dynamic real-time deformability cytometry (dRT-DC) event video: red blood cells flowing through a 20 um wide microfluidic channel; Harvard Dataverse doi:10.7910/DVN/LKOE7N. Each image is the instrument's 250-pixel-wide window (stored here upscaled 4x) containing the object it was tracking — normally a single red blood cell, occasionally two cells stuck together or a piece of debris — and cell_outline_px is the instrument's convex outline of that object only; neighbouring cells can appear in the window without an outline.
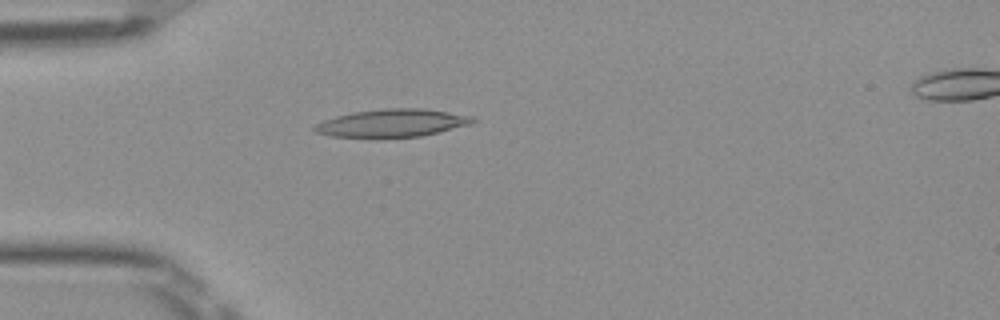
{"species": "Egyptian fruit bat (a non-hibernating species)", "species_latin": "Rousettus aegyptiacus", "temperature_condition": "room temperature", "stored_images_in_passage": 33, "camera_frame_rate_fps": 3000, "um_per_image_px": 0.085, "frame": {"image": 1, "passage_image": 1, "time_ms": 0.0, "image_size_px": [1000, 320], "cell_outline_px": [[476, 120], [472, 124], [420, 136], [332, 136], [316, 132], [312, 128], [316, 124], [324, 120], [336, 116], [352, 112], [384, 108], [424, 108], [472, 116]], "centroid_in_image_um": [33.35, 10.43], "position_along_channel_um": 51.6, "area_um2": 25.09}}
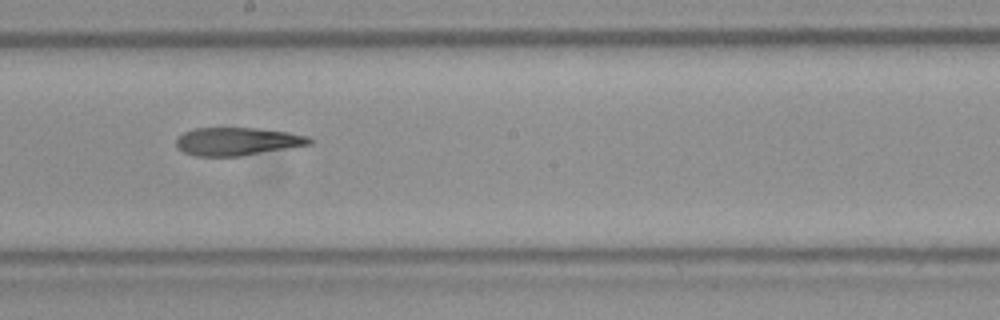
{"frame": {"image": 2, "passage_image": 15, "time_ms": 4.667, "image_size_px": [1000, 320], "cell_outline_px": [[316, 140], [312, 144], [240, 156], [196, 156], [184, 152], [176, 148], [176, 140], [184, 132], [192, 128], [256, 128], [288, 132], [308, 136]], "centroid_in_image_um": [20.18, 12.02], "position_along_channel_um": 228.0, "area_um2": 21.79}}
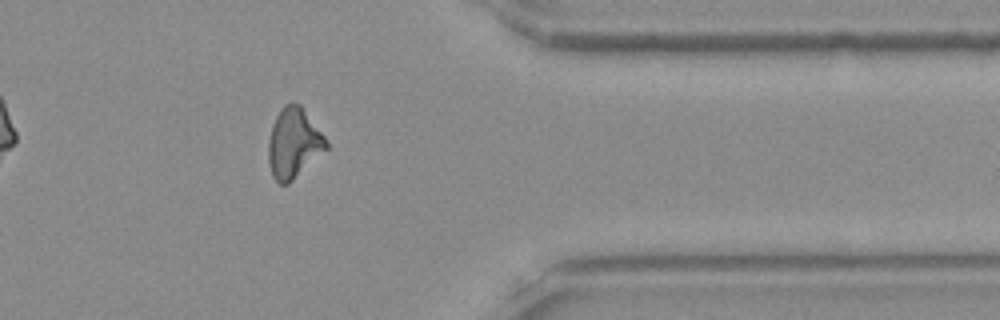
{"frame": {"image": 3, "passage_image": 28, "time_ms": 9.0, "image_size_px": [1000, 320], "cell_outline_px": [[328, 148], [288, 184], [280, 184], [272, 176], [268, 160], [268, 140], [272, 124], [280, 108], [284, 104], [300, 104], [324, 136], [328, 144]], "centroid_in_image_um": [24.94, 12.17], "position_along_channel_um": 386.5, "area_um2": 23.41}, "authors_computed_cell_mechanics": {"area_um2": 23.0622, "velocity_mm_per_s": 3.9991, "shape_relaxation_time_tau1_ms": null, "shape_relaxation_time_tau2_ms": 7.4458, "deformation_change_tau1": null, "deformation_change_tau2": 0.2098}}